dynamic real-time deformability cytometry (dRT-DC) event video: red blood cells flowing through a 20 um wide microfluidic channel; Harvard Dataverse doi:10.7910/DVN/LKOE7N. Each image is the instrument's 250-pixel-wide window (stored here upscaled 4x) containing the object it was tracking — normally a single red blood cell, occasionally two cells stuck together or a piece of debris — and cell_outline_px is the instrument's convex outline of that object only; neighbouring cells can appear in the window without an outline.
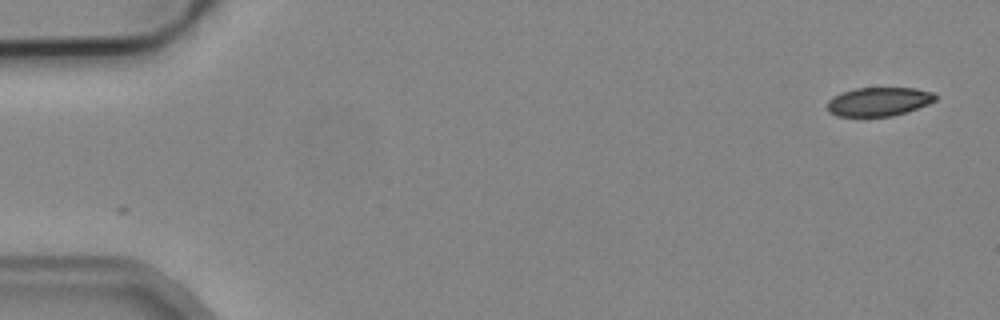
{"species": "common noctule bat (a hibernating species)", "species_latin": "Nyctalus noctula", "temperature_condition": "cold", "stored_images_in_passage": 5, "camera_frame_rate_fps": 3000, "um_per_image_px": 0.085, "animal": {"sex": "male", "body_mass_g": 19.2, "forearm_length_mm": 51.8}, "frame": {"image": 1, "passage_image": 1, "time_ms": 0.0, "image_size_px": [1000, 320], "cell_outline_px": [[936, 100], [928, 104], [892, 116], [836, 116], [828, 112], [828, 100], [832, 96], [840, 92], [856, 88], [916, 88], [936, 92]], "centroid_in_image_um": [74.68, 8.62], "position_along_channel_um": 10.3, "area_um2": 18.21}}
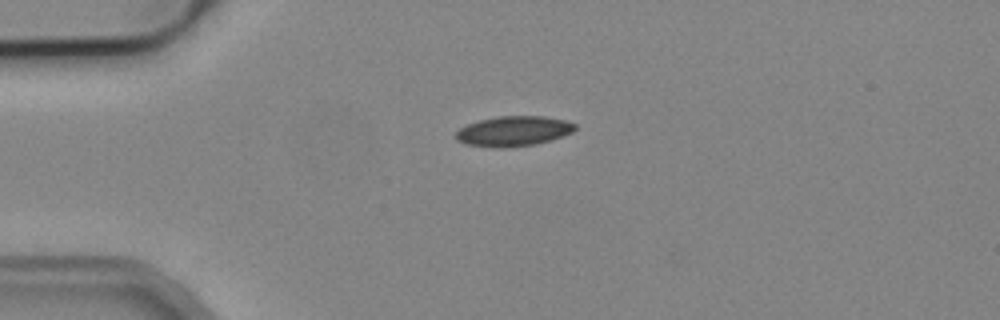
{"frame": {"image": 2, "passage_image": 4, "time_ms": 3.667, "image_size_px": [1000, 320], "cell_outline_px": [[576, 128], [572, 132], [536, 144], [504, 148], [496, 148], [464, 144], [456, 140], [456, 132], [460, 128], [468, 124], [480, 120], [496, 116], [544, 116], [564, 120], [576, 124]], "centroid_in_image_um": [43.61, 11.15], "position_along_channel_um": 41.4, "area_um2": 20.81}}